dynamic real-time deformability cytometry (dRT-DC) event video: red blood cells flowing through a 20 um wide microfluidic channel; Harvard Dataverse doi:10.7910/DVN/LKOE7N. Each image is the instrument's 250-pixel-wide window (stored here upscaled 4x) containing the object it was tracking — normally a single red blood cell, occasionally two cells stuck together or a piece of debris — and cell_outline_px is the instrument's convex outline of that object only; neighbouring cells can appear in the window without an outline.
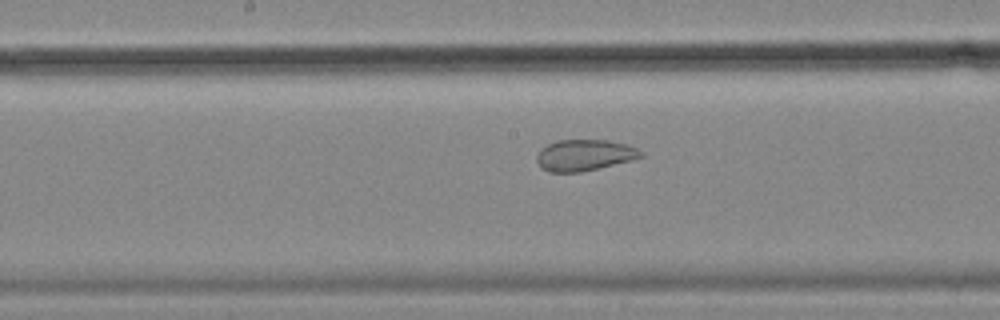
{"species": "common noctule bat (a hibernating species)", "species_latin": "Nyctalus noctula", "temperature_condition": "cold", "stored_images_in_passage": 56, "camera_frame_rate_fps": 3000, "um_per_image_px": 0.085, "animal": {"sex": "female", "body_mass_g": 18.4}, "frame": {"image": 1, "passage_image": 29, "time_ms": 9.333, "image_size_px": [1000, 320], "cell_outline_px": [[644, 156], [632, 160], [580, 172], [548, 172], [536, 160], [536, 156], [548, 144], [556, 140], [608, 140], [624, 144], [636, 148], [644, 152]], "centroid_in_image_um": [49.7, 13.18], "position_along_channel_um": 198.5, "area_um2": 18.67}}
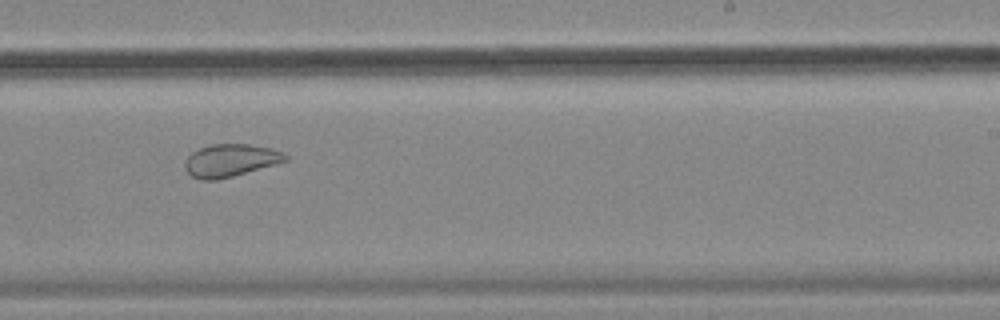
{"frame": {"image": 2, "passage_image": 35, "time_ms": 11.333, "image_size_px": [1000, 320], "cell_outline_px": [[288, 160], [232, 176], [216, 180], [200, 180], [192, 176], [184, 168], [184, 164], [188, 156], [192, 152], [208, 144], [248, 144], [268, 148], [280, 152], [288, 156]], "centroid_in_image_um": [19.53, 13.63], "position_along_channel_um": 269.5, "area_um2": 18.79}}
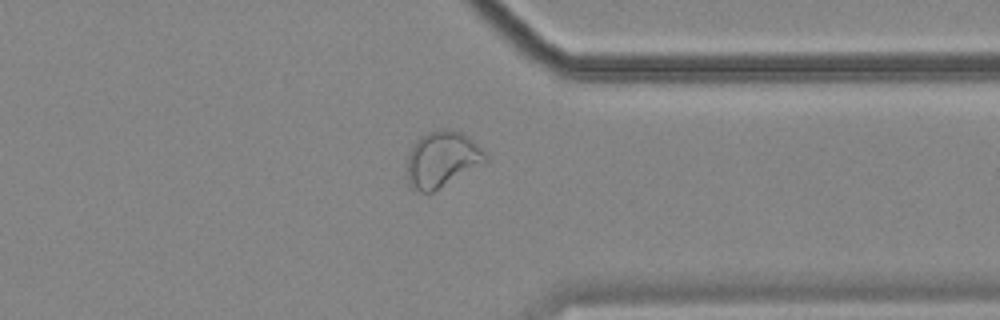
{"frame": {"image": 3, "passage_image": 44, "time_ms": 14.333, "image_size_px": [1000, 320], "cell_outline_px": [[488, 160], [432, 192], [420, 192], [412, 188], [408, 184], [408, 156], [416, 140], [428, 132], [440, 128], [448, 128], [460, 132], [468, 136], [488, 156]], "centroid_in_image_um": [37.56, 13.52], "position_along_channel_um": 373.8, "area_um2": 25.09}, "authors_computed_cell_mechanics": {"area_um2": 26.588, "velocity_mm_per_s": 3.5667, "shape_relaxation_time_tau1_ms": null, "shape_relaxation_time_tau2_ms": 1.5216, "deformation_change_tau1": null, "deformation_change_tau2": 0.0723}}